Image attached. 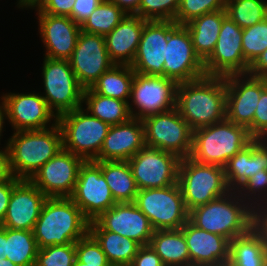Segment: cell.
<instances>
[{
	"instance_id": "cell-13",
	"label": "cell",
	"mask_w": 267,
	"mask_h": 266,
	"mask_svg": "<svg viewBox=\"0 0 267 266\" xmlns=\"http://www.w3.org/2000/svg\"><path fill=\"white\" fill-rule=\"evenodd\" d=\"M242 33L243 29L229 16L223 18L215 49L204 61L206 75L226 77L248 73L250 65L243 56Z\"/></svg>"
},
{
	"instance_id": "cell-30",
	"label": "cell",
	"mask_w": 267,
	"mask_h": 266,
	"mask_svg": "<svg viewBox=\"0 0 267 266\" xmlns=\"http://www.w3.org/2000/svg\"><path fill=\"white\" fill-rule=\"evenodd\" d=\"M229 262L233 266H267L265 243L254 226L230 241Z\"/></svg>"
},
{
	"instance_id": "cell-18",
	"label": "cell",
	"mask_w": 267,
	"mask_h": 266,
	"mask_svg": "<svg viewBox=\"0 0 267 266\" xmlns=\"http://www.w3.org/2000/svg\"><path fill=\"white\" fill-rule=\"evenodd\" d=\"M83 163L81 157L62 148L32 176L30 181L47 197H70Z\"/></svg>"
},
{
	"instance_id": "cell-16",
	"label": "cell",
	"mask_w": 267,
	"mask_h": 266,
	"mask_svg": "<svg viewBox=\"0 0 267 266\" xmlns=\"http://www.w3.org/2000/svg\"><path fill=\"white\" fill-rule=\"evenodd\" d=\"M204 62L195 53L185 25H177L168 35L163 76L177 84L205 76Z\"/></svg>"
},
{
	"instance_id": "cell-19",
	"label": "cell",
	"mask_w": 267,
	"mask_h": 266,
	"mask_svg": "<svg viewBox=\"0 0 267 266\" xmlns=\"http://www.w3.org/2000/svg\"><path fill=\"white\" fill-rule=\"evenodd\" d=\"M79 84L90 88L114 63L110 60L105 36L80 31L75 49L69 59Z\"/></svg>"
},
{
	"instance_id": "cell-44",
	"label": "cell",
	"mask_w": 267,
	"mask_h": 266,
	"mask_svg": "<svg viewBox=\"0 0 267 266\" xmlns=\"http://www.w3.org/2000/svg\"><path fill=\"white\" fill-rule=\"evenodd\" d=\"M252 137L267 139V87L261 92L252 122Z\"/></svg>"
},
{
	"instance_id": "cell-4",
	"label": "cell",
	"mask_w": 267,
	"mask_h": 266,
	"mask_svg": "<svg viewBox=\"0 0 267 266\" xmlns=\"http://www.w3.org/2000/svg\"><path fill=\"white\" fill-rule=\"evenodd\" d=\"M188 220L200 229L231 241L254 226V209L236 191L231 190L222 197L191 209Z\"/></svg>"
},
{
	"instance_id": "cell-14",
	"label": "cell",
	"mask_w": 267,
	"mask_h": 266,
	"mask_svg": "<svg viewBox=\"0 0 267 266\" xmlns=\"http://www.w3.org/2000/svg\"><path fill=\"white\" fill-rule=\"evenodd\" d=\"M225 81L226 119L247 128L252 136L254 112L261 92L267 87V78L246 73L226 76Z\"/></svg>"
},
{
	"instance_id": "cell-7",
	"label": "cell",
	"mask_w": 267,
	"mask_h": 266,
	"mask_svg": "<svg viewBox=\"0 0 267 266\" xmlns=\"http://www.w3.org/2000/svg\"><path fill=\"white\" fill-rule=\"evenodd\" d=\"M57 123L62 132L63 149L84 161L98 157L109 124L85 112L83 107L59 115Z\"/></svg>"
},
{
	"instance_id": "cell-50",
	"label": "cell",
	"mask_w": 267,
	"mask_h": 266,
	"mask_svg": "<svg viewBox=\"0 0 267 266\" xmlns=\"http://www.w3.org/2000/svg\"><path fill=\"white\" fill-rule=\"evenodd\" d=\"M248 74L267 78V49L250 65Z\"/></svg>"
},
{
	"instance_id": "cell-23",
	"label": "cell",
	"mask_w": 267,
	"mask_h": 266,
	"mask_svg": "<svg viewBox=\"0 0 267 266\" xmlns=\"http://www.w3.org/2000/svg\"><path fill=\"white\" fill-rule=\"evenodd\" d=\"M37 9L41 39L46 48L45 57L69 60L75 49L81 26L69 16L49 15Z\"/></svg>"
},
{
	"instance_id": "cell-53",
	"label": "cell",
	"mask_w": 267,
	"mask_h": 266,
	"mask_svg": "<svg viewBox=\"0 0 267 266\" xmlns=\"http://www.w3.org/2000/svg\"><path fill=\"white\" fill-rule=\"evenodd\" d=\"M5 241H7V228L0 226V257L5 253Z\"/></svg>"
},
{
	"instance_id": "cell-22",
	"label": "cell",
	"mask_w": 267,
	"mask_h": 266,
	"mask_svg": "<svg viewBox=\"0 0 267 266\" xmlns=\"http://www.w3.org/2000/svg\"><path fill=\"white\" fill-rule=\"evenodd\" d=\"M47 198L30 180L20 179L13 187L0 226L32 231Z\"/></svg>"
},
{
	"instance_id": "cell-38",
	"label": "cell",
	"mask_w": 267,
	"mask_h": 266,
	"mask_svg": "<svg viewBox=\"0 0 267 266\" xmlns=\"http://www.w3.org/2000/svg\"><path fill=\"white\" fill-rule=\"evenodd\" d=\"M267 49V18L243 29L242 51L245 61L251 65Z\"/></svg>"
},
{
	"instance_id": "cell-41",
	"label": "cell",
	"mask_w": 267,
	"mask_h": 266,
	"mask_svg": "<svg viewBox=\"0 0 267 266\" xmlns=\"http://www.w3.org/2000/svg\"><path fill=\"white\" fill-rule=\"evenodd\" d=\"M180 0H141L139 17L147 21H174Z\"/></svg>"
},
{
	"instance_id": "cell-42",
	"label": "cell",
	"mask_w": 267,
	"mask_h": 266,
	"mask_svg": "<svg viewBox=\"0 0 267 266\" xmlns=\"http://www.w3.org/2000/svg\"><path fill=\"white\" fill-rule=\"evenodd\" d=\"M76 259L90 266H110L100 244L88 233L75 243Z\"/></svg>"
},
{
	"instance_id": "cell-43",
	"label": "cell",
	"mask_w": 267,
	"mask_h": 266,
	"mask_svg": "<svg viewBox=\"0 0 267 266\" xmlns=\"http://www.w3.org/2000/svg\"><path fill=\"white\" fill-rule=\"evenodd\" d=\"M236 192L245 202L247 201L253 209L267 206V170H262V173L254 174V176L249 177L247 181ZM256 193L258 196L257 198L255 197ZM263 198L266 200H264ZM259 201L264 202L261 205L260 203H257Z\"/></svg>"
},
{
	"instance_id": "cell-37",
	"label": "cell",
	"mask_w": 267,
	"mask_h": 266,
	"mask_svg": "<svg viewBox=\"0 0 267 266\" xmlns=\"http://www.w3.org/2000/svg\"><path fill=\"white\" fill-rule=\"evenodd\" d=\"M225 10L240 28L251 27L267 18L265 0H226Z\"/></svg>"
},
{
	"instance_id": "cell-28",
	"label": "cell",
	"mask_w": 267,
	"mask_h": 266,
	"mask_svg": "<svg viewBox=\"0 0 267 266\" xmlns=\"http://www.w3.org/2000/svg\"><path fill=\"white\" fill-rule=\"evenodd\" d=\"M226 10H219L192 19L185 24L195 53L204 62L214 51Z\"/></svg>"
},
{
	"instance_id": "cell-26",
	"label": "cell",
	"mask_w": 267,
	"mask_h": 266,
	"mask_svg": "<svg viewBox=\"0 0 267 266\" xmlns=\"http://www.w3.org/2000/svg\"><path fill=\"white\" fill-rule=\"evenodd\" d=\"M267 170V139H254L224 166L227 185L237 191L249 177Z\"/></svg>"
},
{
	"instance_id": "cell-33",
	"label": "cell",
	"mask_w": 267,
	"mask_h": 266,
	"mask_svg": "<svg viewBox=\"0 0 267 266\" xmlns=\"http://www.w3.org/2000/svg\"><path fill=\"white\" fill-rule=\"evenodd\" d=\"M135 72L130 65L114 64L104 72L91 88L102 96L126 101L129 104Z\"/></svg>"
},
{
	"instance_id": "cell-45",
	"label": "cell",
	"mask_w": 267,
	"mask_h": 266,
	"mask_svg": "<svg viewBox=\"0 0 267 266\" xmlns=\"http://www.w3.org/2000/svg\"><path fill=\"white\" fill-rule=\"evenodd\" d=\"M76 0H41L35 7L49 15L69 16Z\"/></svg>"
},
{
	"instance_id": "cell-25",
	"label": "cell",
	"mask_w": 267,
	"mask_h": 266,
	"mask_svg": "<svg viewBox=\"0 0 267 266\" xmlns=\"http://www.w3.org/2000/svg\"><path fill=\"white\" fill-rule=\"evenodd\" d=\"M184 234L192 266H207L229 261L230 241L194 226L189 220L180 228Z\"/></svg>"
},
{
	"instance_id": "cell-34",
	"label": "cell",
	"mask_w": 267,
	"mask_h": 266,
	"mask_svg": "<svg viewBox=\"0 0 267 266\" xmlns=\"http://www.w3.org/2000/svg\"><path fill=\"white\" fill-rule=\"evenodd\" d=\"M100 244L111 265L130 266L141 245L110 231H89Z\"/></svg>"
},
{
	"instance_id": "cell-10",
	"label": "cell",
	"mask_w": 267,
	"mask_h": 266,
	"mask_svg": "<svg viewBox=\"0 0 267 266\" xmlns=\"http://www.w3.org/2000/svg\"><path fill=\"white\" fill-rule=\"evenodd\" d=\"M142 122L146 146L171 152L180 159L190 156L193 130L176 107L150 116Z\"/></svg>"
},
{
	"instance_id": "cell-6",
	"label": "cell",
	"mask_w": 267,
	"mask_h": 266,
	"mask_svg": "<svg viewBox=\"0 0 267 266\" xmlns=\"http://www.w3.org/2000/svg\"><path fill=\"white\" fill-rule=\"evenodd\" d=\"M177 183L188 211L231 191L227 185L224 167L200 164L190 157L180 160Z\"/></svg>"
},
{
	"instance_id": "cell-57",
	"label": "cell",
	"mask_w": 267,
	"mask_h": 266,
	"mask_svg": "<svg viewBox=\"0 0 267 266\" xmlns=\"http://www.w3.org/2000/svg\"><path fill=\"white\" fill-rule=\"evenodd\" d=\"M207 266H233L229 261L227 262H222L219 264H213V265H207Z\"/></svg>"
},
{
	"instance_id": "cell-20",
	"label": "cell",
	"mask_w": 267,
	"mask_h": 266,
	"mask_svg": "<svg viewBox=\"0 0 267 266\" xmlns=\"http://www.w3.org/2000/svg\"><path fill=\"white\" fill-rule=\"evenodd\" d=\"M175 21H146L135 58L130 65L134 72L163 76L169 33L177 26Z\"/></svg>"
},
{
	"instance_id": "cell-5",
	"label": "cell",
	"mask_w": 267,
	"mask_h": 266,
	"mask_svg": "<svg viewBox=\"0 0 267 266\" xmlns=\"http://www.w3.org/2000/svg\"><path fill=\"white\" fill-rule=\"evenodd\" d=\"M253 140L247 128L225 119L193 131L189 157L200 164L224 167Z\"/></svg>"
},
{
	"instance_id": "cell-39",
	"label": "cell",
	"mask_w": 267,
	"mask_h": 266,
	"mask_svg": "<svg viewBox=\"0 0 267 266\" xmlns=\"http://www.w3.org/2000/svg\"><path fill=\"white\" fill-rule=\"evenodd\" d=\"M226 0H180L174 21L185 25L203 14L225 10Z\"/></svg>"
},
{
	"instance_id": "cell-8",
	"label": "cell",
	"mask_w": 267,
	"mask_h": 266,
	"mask_svg": "<svg viewBox=\"0 0 267 266\" xmlns=\"http://www.w3.org/2000/svg\"><path fill=\"white\" fill-rule=\"evenodd\" d=\"M134 203L147 216L154 230L180 229L188 221L189 211L178 183L138 190Z\"/></svg>"
},
{
	"instance_id": "cell-29",
	"label": "cell",
	"mask_w": 267,
	"mask_h": 266,
	"mask_svg": "<svg viewBox=\"0 0 267 266\" xmlns=\"http://www.w3.org/2000/svg\"><path fill=\"white\" fill-rule=\"evenodd\" d=\"M149 246L165 266H192L181 229L154 230Z\"/></svg>"
},
{
	"instance_id": "cell-3",
	"label": "cell",
	"mask_w": 267,
	"mask_h": 266,
	"mask_svg": "<svg viewBox=\"0 0 267 266\" xmlns=\"http://www.w3.org/2000/svg\"><path fill=\"white\" fill-rule=\"evenodd\" d=\"M6 146L12 175L30 180L63 148L62 132L57 122L43 130L14 131Z\"/></svg>"
},
{
	"instance_id": "cell-9",
	"label": "cell",
	"mask_w": 267,
	"mask_h": 266,
	"mask_svg": "<svg viewBox=\"0 0 267 266\" xmlns=\"http://www.w3.org/2000/svg\"><path fill=\"white\" fill-rule=\"evenodd\" d=\"M42 71L45 90L42 97L57 117L83 107L84 88L79 84L69 60L44 57Z\"/></svg>"
},
{
	"instance_id": "cell-47",
	"label": "cell",
	"mask_w": 267,
	"mask_h": 266,
	"mask_svg": "<svg viewBox=\"0 0 267 266\" xmlns=\"http://www.w3.org/2000/svg\"><path fill=\"white\" fill-rule=\"evenodd\" d=\"M130 266H165L161 258L149 246H141Z\"/></svg>"
},
{
	"instance_id": "cell-1",
	"label": "cell",
	"mask_w": 267,
	"mask_h": 266,
	"mask_svg": "<svg viewBox=\"0 0 267 266\" xmlns=\"http://www.w3.org/2000/svg\"><path fill=\"white\" fill-rule=\"evenodd\" d=\"M176 108L193 131L225 120V77L205 75L178 84Z\"/></svg>"
},
{
	"instance_id": "cell-27",
	"label": "cell",
	"mask_w": 267,
	"mask_h": 266,
	"mask_svg": "<svg viewBox=\"0 0 267 266\" xmlns=\"http://www.w3.org/2000/svg\"><path fill=\"white\" fill-rule=\"evenodd\" d=\"M147 20L137 15H126L124 19L105 36L110 60L116 65H131Z\"/></svg>"
},
{
	"instance_id": "cell-52",
	"label": "cell",
	"mask_w": 267,
	"mask_h": 266,
	"mask_svg": "<svg viewBox=\"0 0 267 266\" xmlns=\"http://www.w3.org/2000/svg\"><path fill=\"white\" fill-rule=\"evenodd\" d=\"M116 4L127 15L139 16V5L141 0H109Z\"/></svg>"
},
{
	"instance_id": "cell-56",
	"label": "cell",
	"mask_w": 267,
	"mask_h": 266,
	"mask_svg": "<svg viewBox=\"0 0 267 266\" xmlns=\"http://www.w3.org/2000/svg\"><path fill=\"white\" fill-rule=\"evenodd\" d=\"M0 266H18V265H15L7 258L0 257Z\"/></svg>"
},
{
	"instance_id": "cell-24",
	"label": "cell",
	"mask_w": 267,
	"mask_h": 266,
	"mask_svg": "<svg viewBox=\"0 0 267 266\" xmlns=\"http://www.w3.org/2000/svg\"><path fill=\"white\" fill-rule=\"evenodd\" d=\"M145 146L143 122L137 118L110 126L94 161H128Z\"/></svg>"
},
{
	"instance_id": "cell-2",
	"label": "cell",
	"mask_w": 267,
	"mask_h": 266,
	"mask_svg": "<svg viewBox=\"0 0 267 266\" xmlns=\"http://www.w3.org/2000/svg\"><path fill=\"white\" fill-rule=\"evenodd\" d=\"M89 224L70 197H48L32 231L41 249L76 243L89 233Z\"/></svg>"
},
{
	"instance_id": "cell-49",
	"label": "cell",
	"mask_w": 267,
	"mask_h": 266,
	"mask_svg": "<svg viewBox=\"0 0 267 266\" xmlns=\"http://www.w3.org/2000/svg\"><path fill=\"white\" fill-rule=\"evenodd\" d=\"M254 227L261 233L267 250V206L254 209Z\"/></svg>"
},
{
	"instance_id": "cell-31",
	"label": "cell",
	"mask_w": 267,
	"mask_h": 266,
	"mask_svg": "<svg viewBox=\"0 0 267 266\" xmlns=\"http://www.w3.org/2000/svg\"><path fill=\"white\" fill-rule=\"evenodd\" d=\"M117 203L134 202L138 193L128 161H95Z\"/></svg>"
},
{
	"instance_id": "cell-40",
	"label": "cell",
	"mask_w": 267,
	"mask_h": 266,
	"mask_svg": "<svg viewBox=\"0 0 267 266\" xmlns=\"http://www.w3.org/2000/svg\"><path fill=\"white\" fill-rule=\"evenodd\" d=\"M75 260V243L53 245L39 249L35 266H73Z\"/></svg>"
},
{
	"instance_id": "cell-12",
	"label": "cell",
	"mask_w": 267,
	"mask_h": 266,
	"mask_svg": "<svg viewBox=\"0 0 267 266\" xmlns=\"http://www.w3.org/2000/svg\"><path fill=\"white\" fill-rule=\"evenodd\" d=\"M180 158L171 152L144 146L128 160L138 190L177 183Z\"/></svg>"
},
{
	"instance_id": "cell-36",
	"label": "cell",
	"mask_w": 267,
	"mask_h": 266,
	"mask_svg": "<svg viewBox=\"0 0 267 266\" xmlns=\"http://www.w3.org/2000/svg\"><path fill=\"white\" fill-rule=\"evenodd\" d=\"M116 4L102 0L98 7L81 25V30L91 34L106 36L126 16Z\"/></svg>"
},
{
	"instance_id": "cell-48",
	"label": "cell",
	"mask_w": 267,
	"mask_h": 266,
	"mask_svg": "<svg viewBox=\"0 0 267 266\" xmlns=\"http://www.w3.org/2000/svg\"><path fill=\"white\" fill-rule=\"evenodd\" d=\"M19 180L12 176L9 180L0 182V224L4 220L13 187Z\"/></svg>"
},
{
	"instance_id": "cell-58",
	"label": "cell",
	"mask_w": 267,
	"mask_h": 266,
	"mask_svg": "<svg viewBox=\"0 0 267 266\" xmlns=\"http://www.w3.org/2000/svg\"><path fill=\"white\" fill-rule=\"evenodd\" d=\"M73 266H90V265H85L84 263H81L76 259Z\"/></svg>"
},
{
	"instance_id": "cell-46",
	"label": "cell",
	"mask_w": 267,
	"mask_h": 266,
	"mask_svg": "<svg viewBox=\"0 0 267 266\" xmlns=\"http://www.w3.org/2000/svg\"><path fill=\"white\" fill-rule=\"evenodd\" d=\"M101 2L102 0H76L72 9V20L81 26Z\"/></svg>"
},
{
	"instance_id": "cell-51",
	"label": "cell",
	"mask_w": 267,
	"mask_h": 266,
	"mask_svg": "<svg viewBox=\"0 0 267 266\" xmlns=\"http://www.w3.org/2000/svg\"><path fill=\"white\" fill-rule=\"evenodd\" d=\"M10 170V160L8 146L5 150H0V182L9 180L12 177Z\"/></svg>"
},
{
	"instance_id": "cell-55",
	"label": "cell",
	"mask_w": 267,
	"mask_h": 266,
	"mask_svg": "<svg viewBox=\"0 0 267 266\" xmlns=\"http://www.w3.org/2000/svg\"><path fill=\"white\" fill-rule=\"evenodd\" d=\"M6 118H7L6 111H5L3 101H2V103L0 104V137H1L2 129H3V123H5L4 120Z\"/></svg>"
},
{
	"instance_id": "cell-54",
	"label": "cell",
	"mask_w": 267,
	"mask_h": 266,
	"mask_svg": "<svg viewBox=\"0 0 267 266\" xmlns=\"http://www.w3.org/2000/svg\"><path fill=\"white\" fill-rule=\"evenodd\" d=\"M41 0H18L17 6L20 8H33L35 7Z\"/></svg>"
},
{
	"instance_id": "cell-17",
	"label": "cell",
	"mask_w": 267,
	"mask_h": 266,
	"mask_svg": "<svg viewBox=\"0 0 267 266\" xmlns=\"http://www.w3.org/2000/svg\"><path fill=\"white\" fill-rule=\"evenodd\" d=\"M89 231H110L149 245L154 229L134 202L116 203L89 224Z\"/></svg>"
},
{
	"instance_id": "cell-11",
	"label": "cell",
	"mask_w": 267,
	"mask_h": 266,
	"mask_svg": "<svg viewBox=\"0 0 267 266\" xmlns=\"http://www.w3.org/2000/svg\"><path fill=\"white\" fill-rule=\"evenodd\" d=\"M177 86L174 80L164 76L135 72L129 100H132L138 111H133V105L129 103L131 117L143 121L150 116L175 108Z\"/></svg>"
},
{
	"instance_id": "cell-35",
	"label": "cell",
	"mask_w": 267,
	"mask_h": 266,
	"mask_svg": "<svg viewBox=\"0 0 267 266\" xmlns=\"http://www.w3.org/2000/svg\"><path fill=\"white\" fill-rule=\"evenodd\" d=\"M38 251L33 231L7 228L3 258L18 266H35Z\"/></svg>"
},
{
	"instance_id": "cell-21",
	"label": "cell",
	"mask_w": 267,
	"mask_h": 266,
	"mask_svg": "<svg viewBox=\"0 0 267 266\" xmlns=\"http://www.w3.org/2000/svg\"><path fill=\"white\" fill-rule=\"evenodd\" d=\"M6 116L15 131L43 130L57 116L49 108L47 102L36 93H8L2 96ZM53 118V119H52Z\"/></svg>"
},
{
	"instance_id": "cell-32",
	"label": "cell",
	"mask_w": 267,
	"mask_h": 266,
	"mask_svg": "<svg viewBox=\"0 0 267 266\" xmlns=\"http://www.w3.org/2000/svg\"><path fill=\"white\" fill-rule=\"evenodd\" d=\"M82 102L87 105L85 111L110 126L124 123L131 118L126 101L97 94L91 87L84 89Z\"/></svg>"
},
{
	"instance_id": "cell-15",
	"label": "cell",
	"mask_w": 267,
	"mask_h": 266,
	"mask_svg": "<svg viewBox=\"0 0 267 266\" xmlns=\"http://www.w3.org/2000/svg\"><path fill=\"white\" fill-rule=\"evenodd\" d=\"M70 198L90 222L117 203L102 175L101 167L95 161H84L80 166Z\"/></svg>"
}]
</instances>
